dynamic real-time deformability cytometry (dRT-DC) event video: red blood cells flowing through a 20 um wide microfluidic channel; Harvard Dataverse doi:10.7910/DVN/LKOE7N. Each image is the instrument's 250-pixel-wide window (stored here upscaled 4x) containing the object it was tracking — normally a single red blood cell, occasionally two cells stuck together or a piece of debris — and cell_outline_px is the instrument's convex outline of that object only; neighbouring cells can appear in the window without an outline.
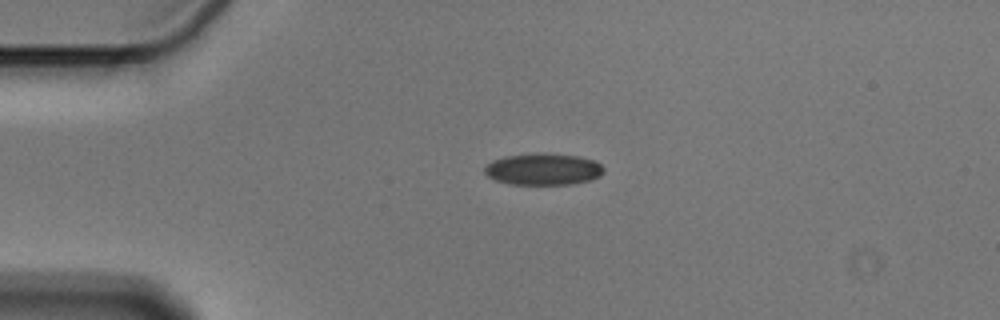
{"species": "Egyptian fruit bat (a non-hibernating species)", "species_latin": "Rousettus aegyptiacus", "temperature_condition": "cold", "stored_images_in_passage": 37, "camera_frame_rate_fps": 3000, "um_per_image_px": 0.085, "animal": {"sex": "male"}, "frame": {"image": 1, "passage_image": 1, "time_ms": 0.0, "image_size_px": [1000, 320], "cell_outline_px": [[604, 172], [600, 176], [592, 180], [572, 184], [508, 184], [496, 180], [488, 176], [484, 172], [484, 168], [492, 160], [504, 156], [540, 152], [544, 152], [580, 156], [592, 160], [600, 164], [604, 168]], "centroid_in_image_um": [46.18, 14.37], "position_along_channel_um": 38.8, "area_um2": 22.25}}
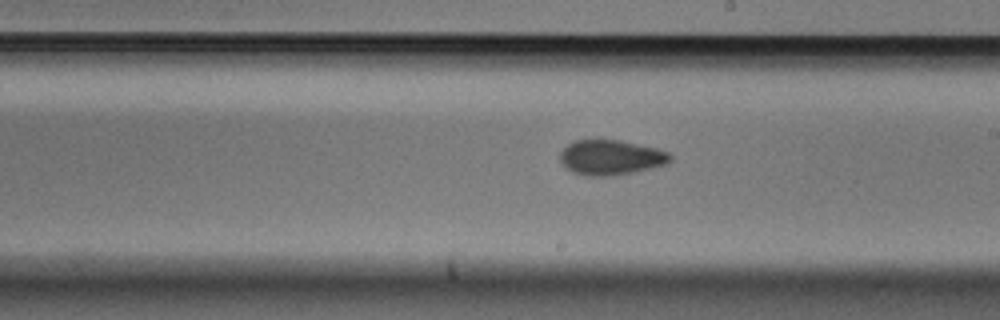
{"frame": {"image": 2, "passage_image": 20, "time_ms": 6.333, "image_size_px": [1000, 320], "cell_outline_px": [[672, 160], [668, 164], [632, 172], [604, 176], [588, 176], [572, 172], [560, 160], [560, 152], [568, 144], [576, 140], [620, 140], [656, 148], [668, 152], [672, 156]], "centroid_in_image_um": [51.94, 13.38], "position_along_channel_um": 237.1, "area_um2": 22.25}}
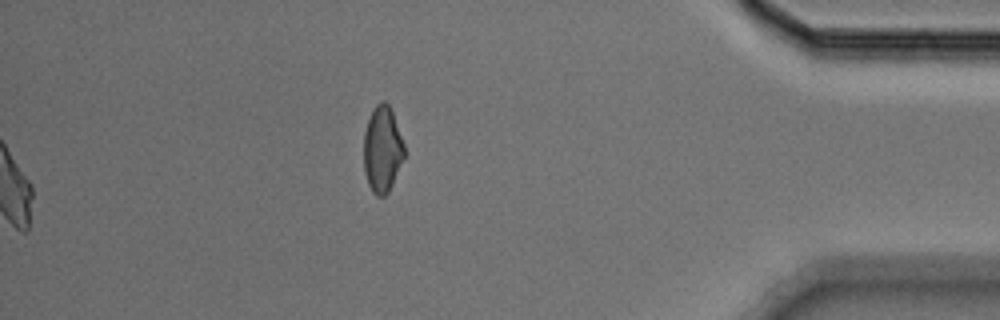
{"frame": {"image": 3, "passage_image": 37, "time_ms": 12.0, "image_size_px": [1000, 320], "cell_outline_px": [[404, 156], [392, 184], [388, 192], [384, 196], [376, 196], [372, 192], [368, 184], [364, 172], [364, 132], [368, 120], [376, 104], [380, 100], [384, 100], [388, 104], [392, 112], [404, 144]], "centroid_in_image_um": [32.48, 12.69], "position_along_channel_um": 402.7, "area_um2": 20.17}, "authors_computed_cell_mechanics": {"area_um2": 22.0796, "velocity_mm_per_s": 3.6063, "shape_relaxation_time_tau1_ms": 4.3696, "shape_relaxation_time_tau2_ms": 3.5894, "deformation_change_tau1": 0.0994, "deformation_change_tau2": 0.0794}}